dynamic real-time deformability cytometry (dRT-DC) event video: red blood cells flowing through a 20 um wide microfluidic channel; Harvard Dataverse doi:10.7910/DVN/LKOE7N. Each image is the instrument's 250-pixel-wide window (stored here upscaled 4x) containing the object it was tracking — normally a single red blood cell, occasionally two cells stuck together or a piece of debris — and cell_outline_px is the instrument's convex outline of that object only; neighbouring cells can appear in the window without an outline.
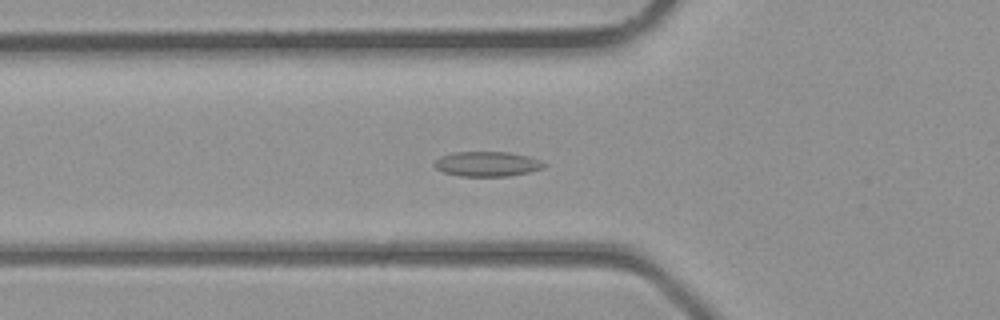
{"species": "common noctule bat (a hibernating species)", "species_latin": "Nyctalus noctula", "temperature_condition": "room temperature", "stored_images_in_passage": 42, "camera_frame_rate_fps": 3000, "um_per_image_px": 0.085, "animal": {"sex": "male", "body_mass_g": 23.1, "forearm_length_mm": 52.7}, "frame": {"image": 1, "passage_image": 15, "time_ms": 4.667, "image_size_px": [1000, 320], "cell_outline_px": [[548, 164], [544, 168], [528, 172], [508, 176], [460, 176], [444, 172], [436, 168], [432, 164], [440, 156], [456, 152], [508, 152], [528, 156], [540, 160]], "centroid_in_image_um": [41.42, 13.93], "position_along_channel_um": 84.4, "area_um2": 15.9}}
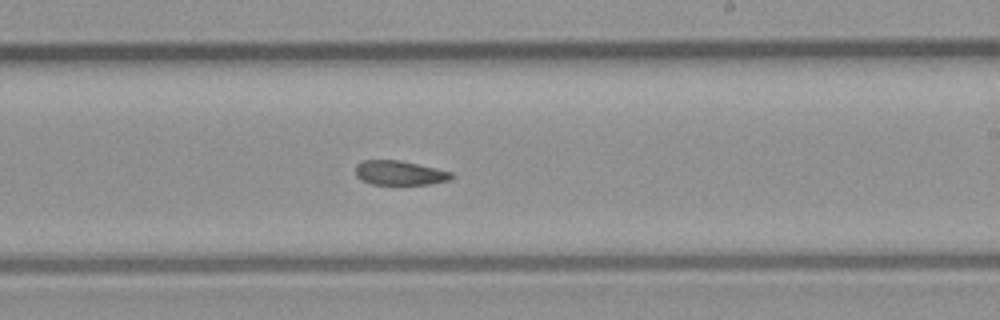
{"frame": {"image": 2, "passage_image": 25, "time_ms": 8.0, "image_size_px": [1000, 320], "cell_outline_px": [[456, 176], [448, 180], [432, 184], [372, 184], [356, 176], [356, 164], [364, 160], [400, 160], [436, 168], [452, 172]], "centroid_in_image_um": [34.0, 14.69], "position_along_channel_um": 255.0, "area_um2": 13.58}}
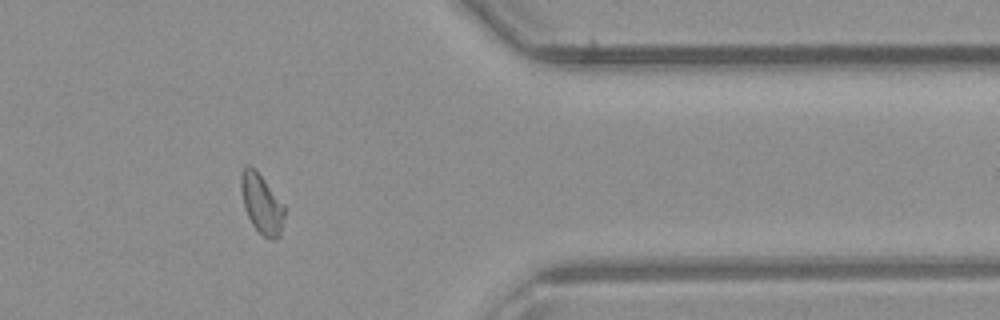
{"frame": {"image": 3, "passage_image": 34, "time_ms": 11.0, "image_size_px": [1000, 320], "cell_outline_px": [[284, 216], [280, 236], [276, 240], [268, 240], [252, 224], [244, 208], [240, 188], [240, 176], [244, 168], [248, 164], [256, 168], [284, 204]], "centroid_in_image_um": [22.23, 17.3], "position_along_channel_um": 389.2, "area_um2": 15.32}}